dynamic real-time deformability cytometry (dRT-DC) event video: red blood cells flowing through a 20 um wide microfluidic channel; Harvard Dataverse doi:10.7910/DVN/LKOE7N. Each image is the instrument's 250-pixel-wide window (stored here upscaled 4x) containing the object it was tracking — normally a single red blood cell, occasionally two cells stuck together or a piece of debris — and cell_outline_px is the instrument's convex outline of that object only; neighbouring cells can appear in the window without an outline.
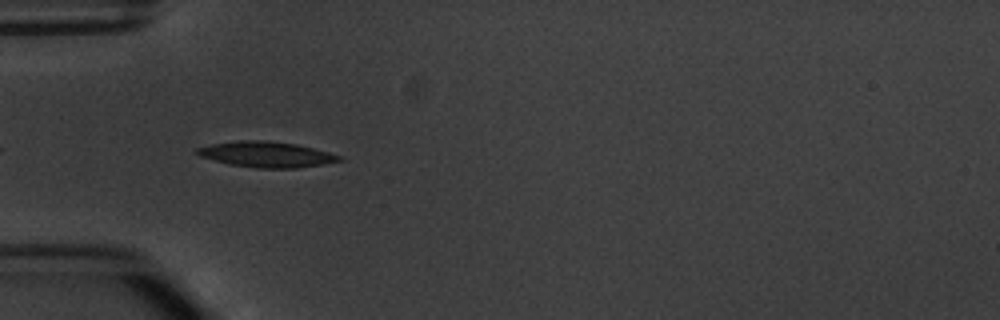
{"species": "common noctule bat (a hibernating species)", "species_latin": "Nyctalus noctula", "temperature_condition": "warm", "stored_images_in_passage": 6, "camera_frame_rate_fps": 3000, "um_per_image_px": 0.085, "animal": {"sex": "male", "body_mass_g": 20.1, "forearm_length_mm": 53.5}, "frame": {"image": 1, "passage_image": 1, "time_ms": 0.0, "image_size_px": [1000, 320], "cell_outline_px": [[344, 160], [324, 164], [296, 168], [256, 168], [228, 164], [200, 156], [192, 152], [196, 148], [212, 144], [236, 140], [264, 140], [296, 144], [344, 156]], "centroid_in_image_um": [22.63, 13.12], "position_along_channel_um": 62.4, "area_um2": 21.39}}
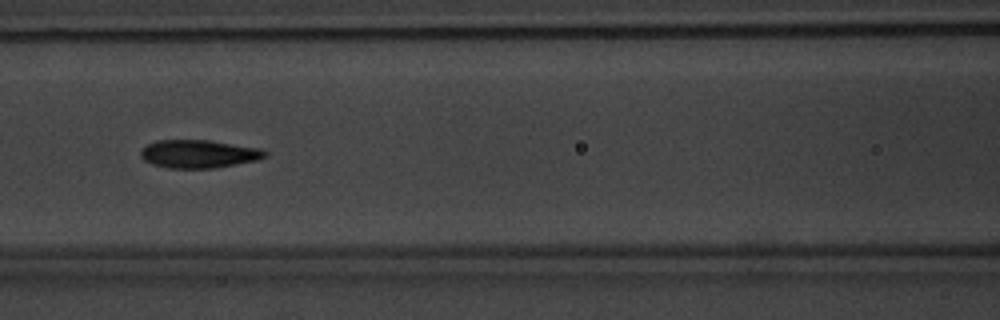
{"frame": {"image": 2, "passage_image": 3, "time_ms": 2.333, "image_size_px": [1000, 320], "cell_outline_px": [[268, 156], [256, 160], [216, 168], [168, 168], [152, 164], [144, 160], [140, 156], [140, 152], [148, 144], [156, 140], [208, 140], [260, 148], [268, 152]], "centroid_in_image_um": [16.9, 13.08], "position_along_channel_um": 149.7, "area_um2": 20.35}}